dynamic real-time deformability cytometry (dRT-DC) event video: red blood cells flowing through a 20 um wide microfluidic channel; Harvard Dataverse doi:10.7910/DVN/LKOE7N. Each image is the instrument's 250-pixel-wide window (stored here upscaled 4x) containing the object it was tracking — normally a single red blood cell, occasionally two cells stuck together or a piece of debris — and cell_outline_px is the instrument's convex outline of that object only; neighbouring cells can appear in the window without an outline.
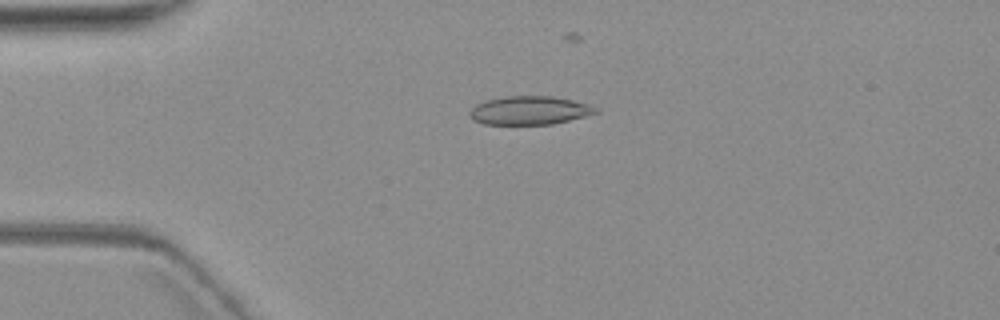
{"species": "common noctule bat (a hibernating species)", "species_latin": "Nyctalus noctula", "temperature_condition": "warm", "stored_images_in_passage": 4, "camera_frame_rate_fps": 3000, "um_per_image_px": 0.085, "animal": {"sex": "female", "body_mass_g": 19.3, "forearm_length_mm": 54.1}, "frame": {"image": 1, "passage_image": 2, "time_ms": 1.333, "image_size_px": [1000, 320], "cell_outline_px": [[600, 112], [552, 124], [484, 124], [472, 120], [468, 116], [468, 112], [476, 104], [484, 100], [504, 96], [552, 96], [572, 100], [588, 104], [600, 108]], "centroid_in_image_um": [44.98, 9.38], "position_along_channel_um": 40.0, "area_um2": 21.1}}
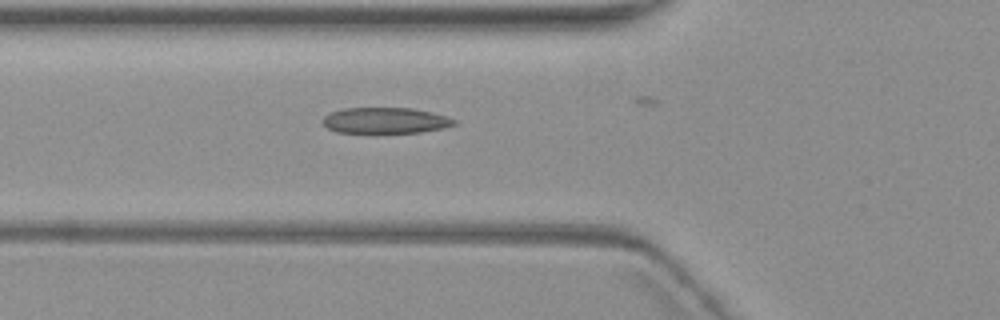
{"frame": {"image": 2, "passage_image": 4, "time_ms": 3.667, "image_size_px": [1000, 320], "cell_outline_px": [[456, 124], [444, 128], [420, 132], [336, 132], [328, 128], [324, 124], [324, 116], [332, 112], [344, 108], [412, 108], [432, 112], [448, 116], [456, 120]], "centroid_in_image_um": [32.8, 10.23], "position_along_channel_um": 93.0, "area_um2": 19.65}}